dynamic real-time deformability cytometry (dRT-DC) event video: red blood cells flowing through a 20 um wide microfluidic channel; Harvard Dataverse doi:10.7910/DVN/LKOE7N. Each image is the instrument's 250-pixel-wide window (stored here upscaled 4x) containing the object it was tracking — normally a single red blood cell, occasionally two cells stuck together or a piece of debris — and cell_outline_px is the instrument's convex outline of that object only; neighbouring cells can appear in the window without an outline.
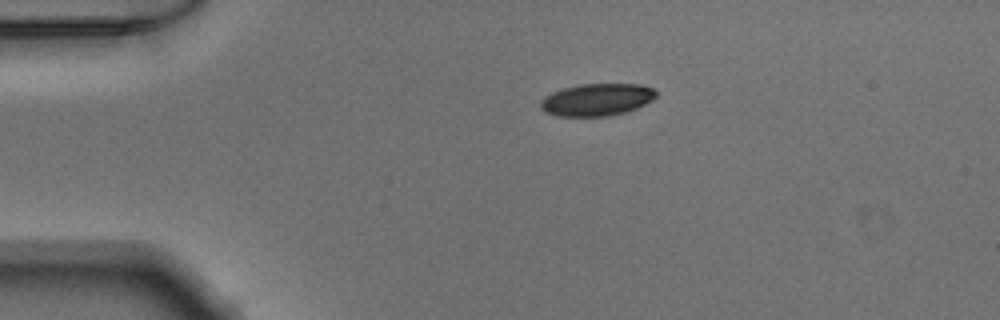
{"species": "Egyptian fruit bat (a non-hibernating species)", "species_latin": "Rousettus aegyptiacus", "temperature_condition": "warm", "stored_images_in_passage": 41, "camera_frame_rate_fps": 3000, "um_per_image_px": 0.085, "animal": {"sex": "male"}, "frame": {"image": 1, "passage_image": 1, "time_ms": 0.0, "image_size_px": [1000, 320], "cell_outline_px": [[656, 96], [652, 100], [636, 108], [624, 112], [608, 116], [556, 116], [544, 112], [540, 108], [540, 100], [544, 96], [552, 92], [564, 88], [580, 84], [640, 84], [652, 88], [656, 92]], "centroid_in_image_um": [50.69, 8.47], "position_along_channel_um": 34.3, "area_um2": 21.73}}
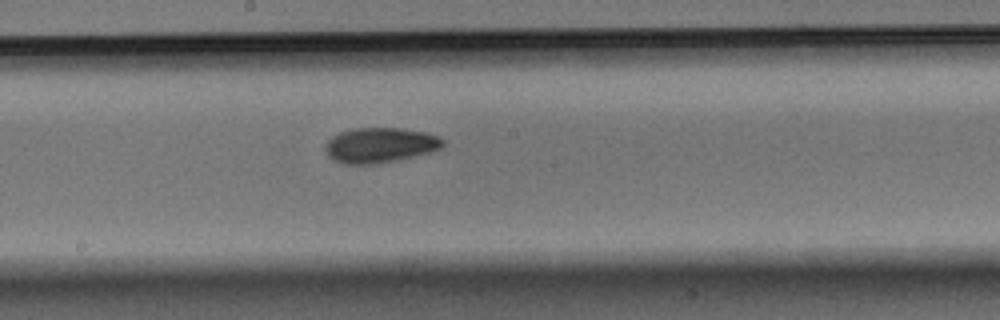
{"frame": {"image": 2, "passage_image": 18, "time_ms": 5.667, "image_size_px": [1000, 320], "cell_outline_px": [[444, 144], [440, 148], [432, 152], [396, 160], [376, 164], [344, 164], [328, 156], [324, 148], [328, 140], [332, 136], [340, 132], [356, 128], [400, 128], [428, 132], [440, 136], [444, 140]], "centroid_in_image_um": [32.33, 12.33], "position_along_channel_um": 215.9, "area_um2": 24.16}}
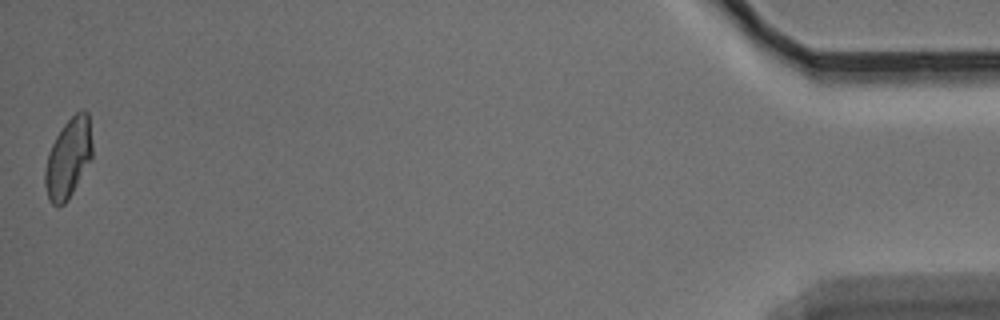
{"frame": {"image": 3, "passage_image": 41, "time_ms": 13.333, "image_size_px": [1000, 320], "cell_outline_px": [[92, 156], [68, 200], [64, 204], [56, 208], [48, 200], [44, 184], [44, 172], [48, 152], [56, 136], [64, 124], [76, 112], [88, 112], [92, 144]], "centroid_in_image_um": [5.77, 13.49], "position_along_channel_um": 429.4, "area_um2": 21.79}}